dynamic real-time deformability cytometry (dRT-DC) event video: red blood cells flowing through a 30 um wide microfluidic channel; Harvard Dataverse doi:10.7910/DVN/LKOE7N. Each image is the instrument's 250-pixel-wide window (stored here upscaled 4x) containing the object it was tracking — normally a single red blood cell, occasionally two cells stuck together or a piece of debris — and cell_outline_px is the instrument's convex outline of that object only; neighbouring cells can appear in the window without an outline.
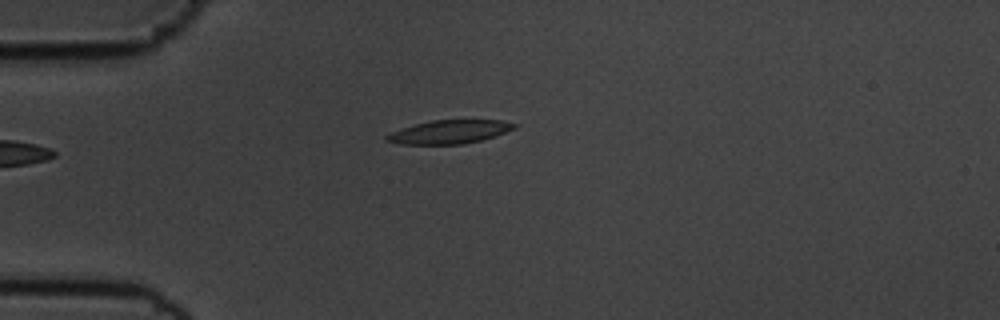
{"species": "common noctule bat (a hibernating species)", "species_latin": "Nyctalus noctula", "temperature_condition": "cold", "stored_images_in_passage": 42, "camera_frame_rate_fps": 3000, "um_per_image_px": 0.085, "animal": {"sex": "male", "body_mass_g": 19.5, "forearm_length_mm": 54.6}, "frame": {"image": 1, "passage_image": 1, "time_ms": 0.0, "image_size_px": [1000, 320], "cell_outline_px": [[516, 128], [496, 136], [464, 144], [400, 144], [384, 140], [384, 136], [400, 128], [432, 120], [500, 120], [516, 124]], "centroid_in_image_um": [38.18, 11.21], "position_along_channel_um": 46.8, "area_um2": 17.46}}
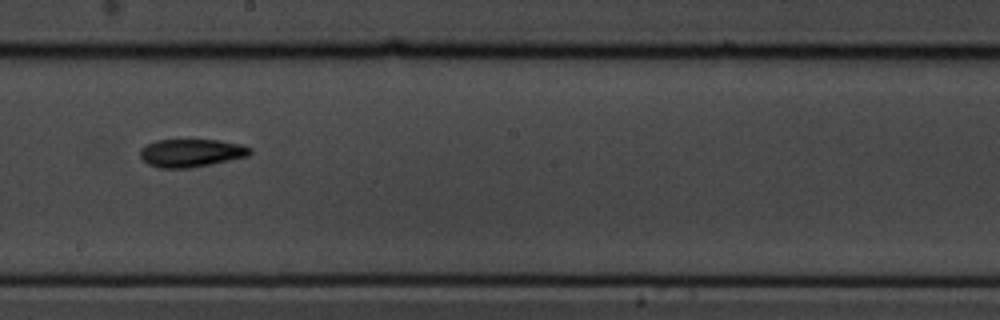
{"frame": {"image": 2, "passage_image": 18, "time_ms": 5.667, "image_size_px": [1000, 320], "cell_outline_px": [[252, 152], [248, 156], [188, 168], [160, 168], [148, 164], [140, 156], [140, 148], [144, 144], [156, 140], [216, 140], [240, 144], [252, 148]], "centroid_in_image_um": [16.21, 12.99], "position_along_channel_um": 232.0, "area_um2": 17.8}}
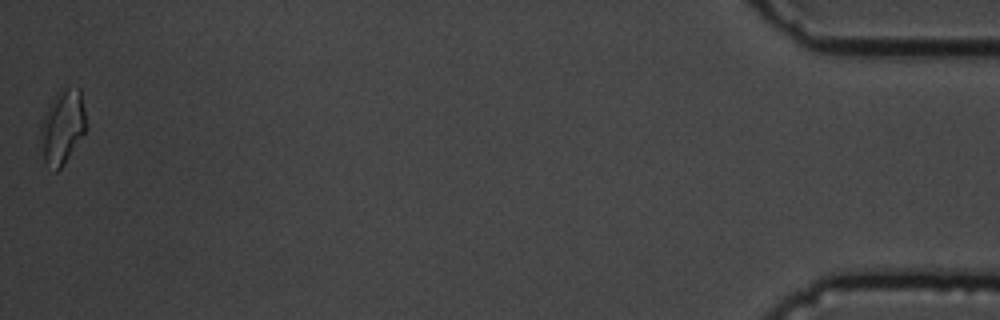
{"frame": {"image": 3, "passage_image": 42, "time_ms": 13.667, "image_size_px": [1000, 320], "cell_outline_px": [[84, 132], [60, 168], [56, 172], [52, 172], [44, 160], [40, 136], [40, 124], [56, 92], [60, 88], [80, 88], [84, 108]], "centroid_in_image_um": [5.27, 10.77], "position_along_channel_um": 429.9, "area_um2": 19.13}, "authors_computed_cell_mechanics": {"area_um2": 17.629, "velocity_mm_per_s": 3.5995, "shape_relaxation_time_tau1_ms": 5.234, "shape_relaxation_time_tau2_ms": 7.6763, "deformation_change_tau1": 0.1678, "deformation_change_tau2": 0.1405}}